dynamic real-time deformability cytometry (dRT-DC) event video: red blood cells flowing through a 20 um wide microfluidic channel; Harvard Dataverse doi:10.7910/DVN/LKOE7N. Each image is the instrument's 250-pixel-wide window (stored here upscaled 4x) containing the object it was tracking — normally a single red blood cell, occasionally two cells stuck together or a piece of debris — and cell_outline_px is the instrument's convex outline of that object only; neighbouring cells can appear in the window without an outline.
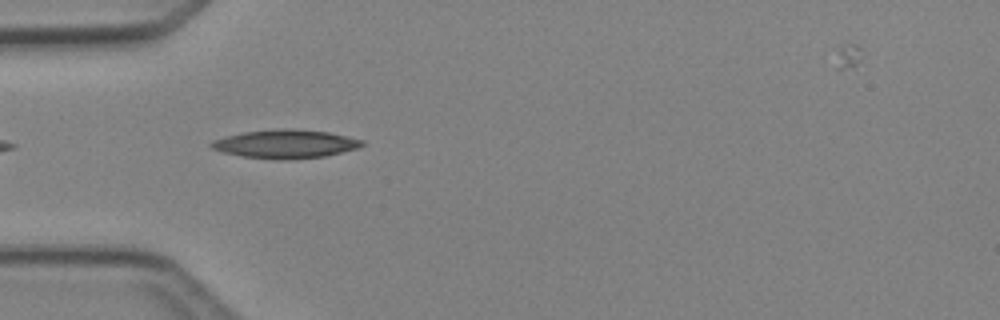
{"species": "Egyptian fruit bat (a non-hibernating species)", "species_latin": "Rousettus aegyptiacus", "temperature_condition": "cold", "stored_images_in_passage": 4, "camera_frame_rate_fps": 3000, "um_per_image_px": 0.085, "animal": {"sex": "female"}, "frame": {"image": 1, "passage_image": 2, "time_ms": 1.0, "image_size_px": [1000, 320], "cell_outline_px": [[364, 144], [360, 148], [324, 156], [292, 160], [280, 160], [240, 156], [224, 152], [212, 148], [208, 144], [212, 140], [224, 136], [244, 132], [280, 128], [292, 128], [328, 132], [364, 140]], "centroid_in_image_um": [24.26, 12.24], "position_along_channel_um": 60.7, "area_um2": 25.32}}
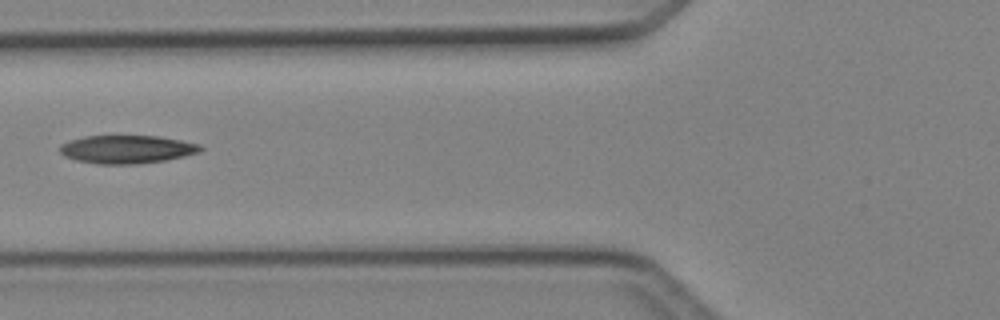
{"frame": {"image": 2, "passage_image": 3, "time_ms": 2.333, "image_size_px": [1000, 320], "cell_outline_px": [[204, 148], [200, 152], [184, 156], [164, 160], [136, 164], [96, 164], [76, 160], [64, 156], [60, 152], [60, 144], [84, 136], [160, 136], [200, 144]], "centroid_in_image_um": [10.79, 12.69], "position_along_channel_um": 115.0, "area_um2": 23.06}}
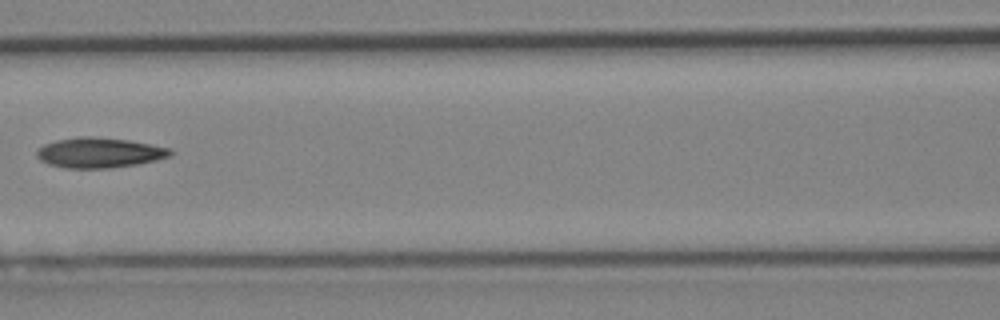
{"frame": {"image": 3, "passage_image": 4, "time_ms": 3.333, "image_size_px": [1000, 320], "cell_outline_px": [[176, 152], [172, 156], [156, 160], [136, 164], [112, 168], [64, 168], [48, 164], [40, 160], [36, 156], [36, 148], [44, 144], [56, 140], [80, 136], [88, 136], [128, 140], [152, 144], [168, 148]], "centroid_in_image_um": [8.43, 12.98], "position_along_channel_um": 158.2, "area_um2": 23.7}}